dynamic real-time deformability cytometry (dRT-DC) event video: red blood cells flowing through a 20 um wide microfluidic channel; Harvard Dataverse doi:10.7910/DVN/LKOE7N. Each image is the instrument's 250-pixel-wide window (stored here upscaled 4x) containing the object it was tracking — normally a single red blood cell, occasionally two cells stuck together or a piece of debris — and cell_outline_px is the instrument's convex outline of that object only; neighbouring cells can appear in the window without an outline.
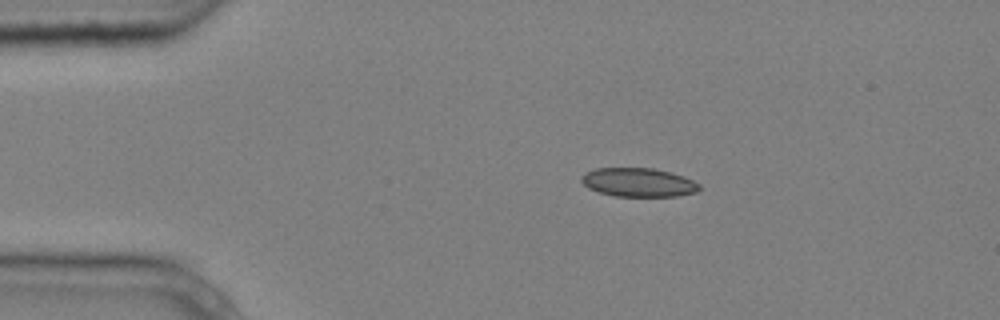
{"species": "common noctule bat (a hibernating species)", "species_latin": "Nyctalus noctula", "temperature_condition": "cold", "stored_images_in_passage": 2, "camera_frame_rate_fps": 3000, "um_per_image_px": 0.085, "animal": {"sex": "male", "body_mass_g": 20.4}, "frame": {"image": 1, "passage_image": 1, "time_ms": 0.0, "image_size_px": [1000, 320], "cell_outline_px": [[700, 188], [696, 192], [680, 196], [616, 196], [600, 192], [588, 188], [580, 180], [580, 176], [584, 172], [596, 168], [652, 168], [684, 176], [700, 184]], "centroid_in_image_um": [54.25, 15.5], "position_along_channel_um": 30.8, "area_um2": 19.77}}